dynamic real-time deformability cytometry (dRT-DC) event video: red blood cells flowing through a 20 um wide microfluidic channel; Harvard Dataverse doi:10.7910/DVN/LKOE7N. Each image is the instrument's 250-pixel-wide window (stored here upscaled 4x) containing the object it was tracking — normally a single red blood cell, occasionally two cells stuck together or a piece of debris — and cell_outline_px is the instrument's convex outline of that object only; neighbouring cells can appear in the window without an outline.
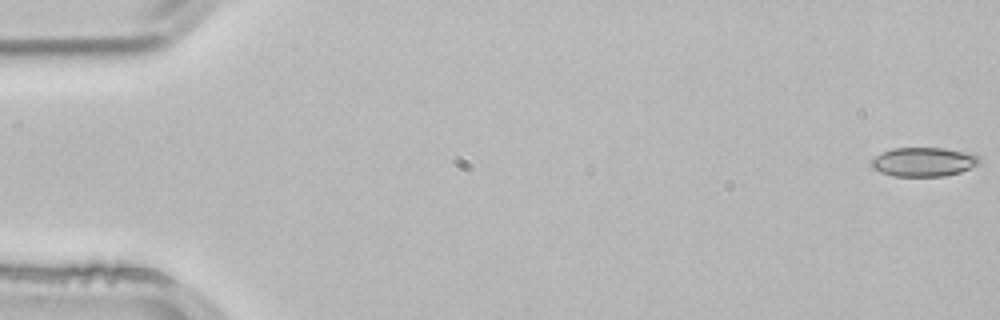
{"species": "common noctule bat (a hibernating species)", "species_latin": "Nyctalus noctula", "temperature_condition": "room temperature", "stored_images_in_passage": 5, "camera_frame_rate_fps": 3000, "um_per_image_px": 0.085, "animal": {"sex": "male", "body_mass_g": 21.5, "forearm_length_mm": 52.0}, "frame": {"image": 1, "passage_image": 1, "time_ms": 0.0, "image_size_px": [1000, 320], "cell_outline_px": [[980, 164], [960, 172], [944, 176], [892, 176], [880, 172], [872, 168], [872, 160], [876, 156], [892, 148], [944, 148], [980, 156]], "centroid_in_image_um": [78.51, 13.77], "position_along_channel_um": 6.5, "area_um2": 18.15}}
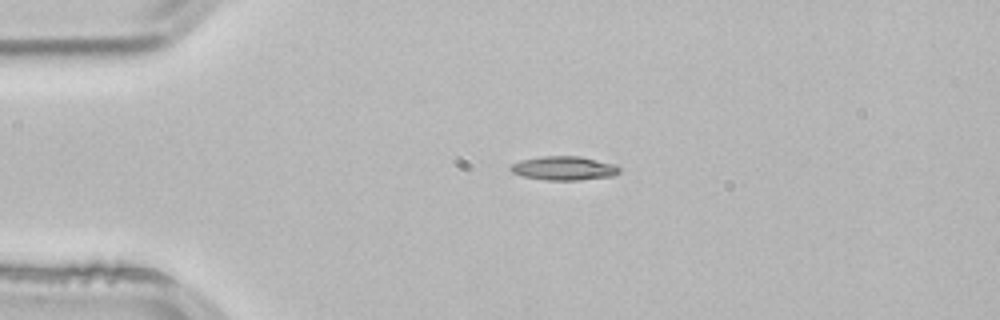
{"frame": {"image": 2, "passage_image": 4, "time_ms": 1.0, "image_size_px": [1000, 320], "cell_outline_px": [[620, 172], [612, 176], [580, 180], [544, 180], [524, 176], [512, 172], [508, 168], [512, 164], [520, 160], [540, 156], [580, 156], [616, 164], [620, 168]], "centroid_in_image_um": [47.94, 14.29], "position_along_channel_um": 37.1, "area_um2": 15.26}}
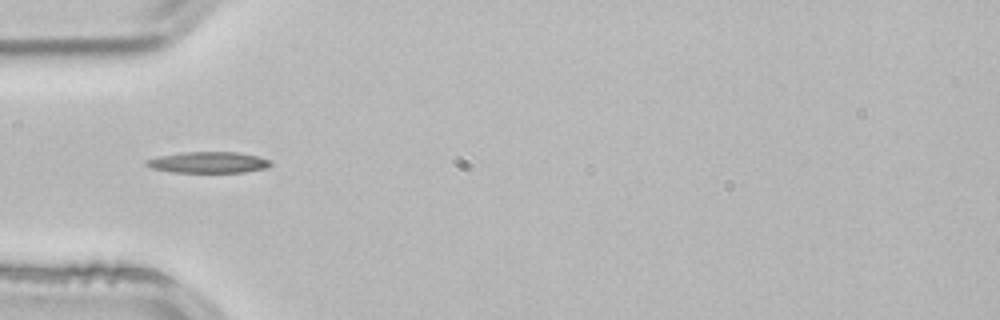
{"frame": {"image": 3, "passage_image": 5, "time_ms": 1.333, "image_size_px": [1000, 320], "cell_outline_px": [[272, 164], [268, 168], [244, 172], [176, 172], [152, 168], [144, 164], [144, 160], [156, 156], [184, 152], [236, 152], [256, 156], [272, 160]], "centroid_in_image_um": [17.71, 13.8], "position_along_channel_um": 67.3, "area_um2": 15.37}}